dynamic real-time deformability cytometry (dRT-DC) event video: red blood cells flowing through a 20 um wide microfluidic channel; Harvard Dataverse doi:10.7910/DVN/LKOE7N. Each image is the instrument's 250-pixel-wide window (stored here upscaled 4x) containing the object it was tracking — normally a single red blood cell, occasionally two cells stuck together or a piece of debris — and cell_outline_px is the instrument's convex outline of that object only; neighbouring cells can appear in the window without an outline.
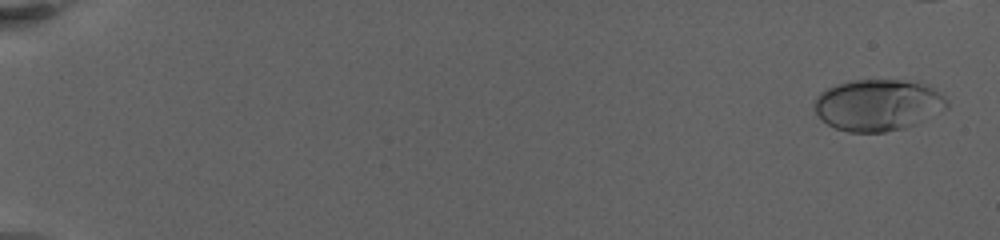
{"species": "human", "species_latin": "Homo sapiens", "temperature_condition": "warm", "stored_images_in_passage": 38, "camera_frame_rate_fps": 3000, "um_per_image_px": 0.085, "donor": {"sex": "female"}, "frame": {"image": 1, "passage_image": 2, "time_ms": 0.667, "image_size_px": [1000, 240], "cell_outline_px": [[948, 108], [904, 128], [884, 132], [848, 132], [836, 128], [828, 124], [816, 112], [816, 100], [820, 92], [828, 88], [840, 84], [856, 80], [900, 80], [920, 84], [932, 88], [944, 96], [948, 100]], "centroid_in_image_um": [74.64, 8.93], "position_along_channel_um": 10.4, "area_um2": 38.96}}
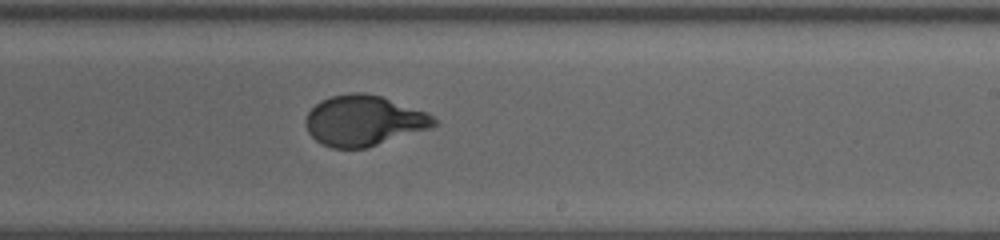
{"frame": {"image": 2, "passage_image": 24, "time_ms": 14.667, "image_size_px": [1000, 240], "cell_outline_px": [[436, 124], [432, 128], [368, 148], [332, 148], [316, 140], [308, 132], [304, 124], [304, 120], [308, 112], [320, 100], [332, 96], [352, 92], [364, 92], [380, 96], [428, 112], [436, 120]], "centroid_in_image_um": [30.93, 10.26], "position_along_channel_um": 258.1, "area_um2": 37.92}}
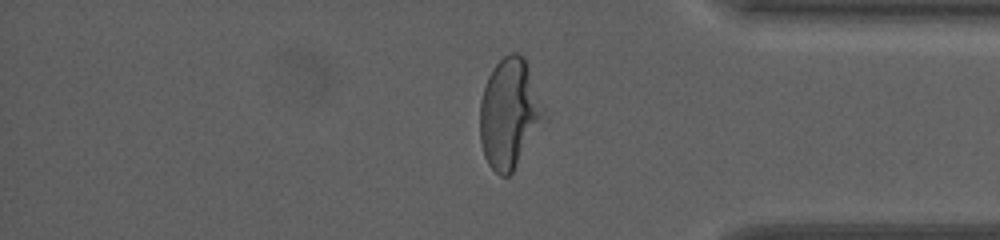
{"frame": {"image": 3, "passage_image": 35, "time_ms": 19.333, "image_size_px": [1000, 240], "cell_outline_px": [[548, 116], [512, 172], [508, 176], [500, 176], [488, 164], [484, 156], [480, 140], [480, 100], [488, 76], [492, 68], [508, 52], [520, 52], [524, 56]], "centroid_in_image_um": [43.31, 9.63], "position_along_channel_um": 391.9, "area_um2": 41.21}, "authors_computed_cell_mechanics": {"area_um2": 37.4833, "velocity_mm_per_s": 3.1208, "shape_relaxation_time_tau1_ms": 7.0802, "shape_relaxation_time_tau2_ms": null, "deformation_change_tau1": 0.2711, "deformation_change_tau2": null}}